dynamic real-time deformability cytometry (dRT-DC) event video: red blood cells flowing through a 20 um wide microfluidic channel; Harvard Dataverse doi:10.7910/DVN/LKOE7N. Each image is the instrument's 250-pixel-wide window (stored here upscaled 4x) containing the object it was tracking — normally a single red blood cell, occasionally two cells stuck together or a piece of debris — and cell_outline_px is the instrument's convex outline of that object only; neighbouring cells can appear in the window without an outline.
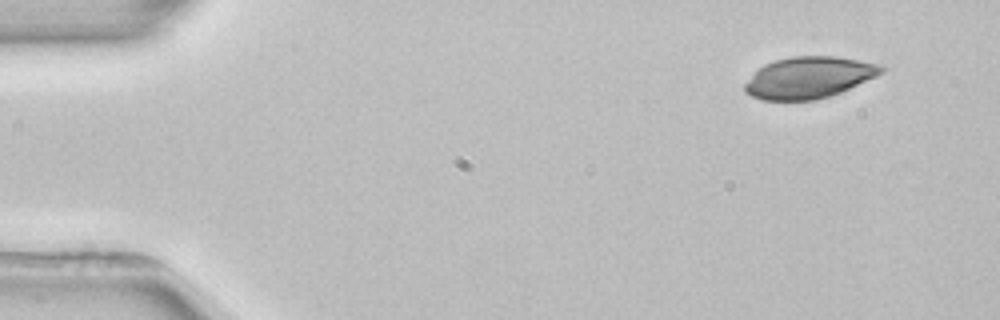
{"species": "common noctule bat (a hibernating species)", "species_latin": "Nyctalus noctula", "temperature_condition": "room temperature", "stored_images_in_passage": 4, "camera_frame_rate_fps": 3000, "um_per_image_px": 0.085, "animal": {"sex": "female", "body_mass_g": 22.7, "forearm_length_mm": 54.2}, "frame": {"image": 1, "passage_image": 1, "time_ms": 0.0, "image_size_px": [1000, 320], "cell_outline_px": [[884, 72], [876, 76], [840, 92], [816, 100], [760, 100], [744, 92], [744, 84], [764, 64], [776, 60], [792, 56], [836, 56], [876, 64], [884, 68]], "centroid_in_image_um": [68.72, 6.6], "position_along_channel_um": 16.3, "area_um2": 32.6}}